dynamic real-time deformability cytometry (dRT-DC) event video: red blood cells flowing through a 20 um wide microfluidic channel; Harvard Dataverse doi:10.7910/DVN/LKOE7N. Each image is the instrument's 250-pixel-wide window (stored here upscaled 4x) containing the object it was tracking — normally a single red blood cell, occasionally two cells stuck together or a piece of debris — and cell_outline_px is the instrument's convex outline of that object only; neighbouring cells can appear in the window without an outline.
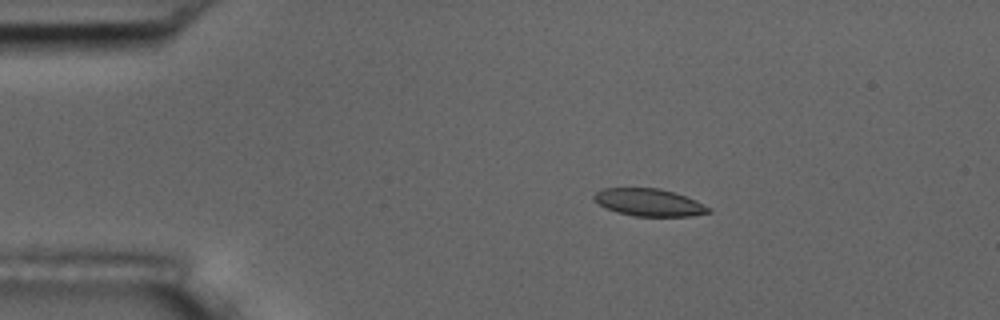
{"species": "common noctule bat (a hibernating species)", "species_latin": "Nyctalus noctula", "temperature_condition": "room temperature", "stored_images_in_passage": 6, "camera_frame_rate_fps": 3000, "um_per_image_px": 0.085, "animal": {"sex": "male", "body_mass_g": 17.5, "forearm_length_mm": 52.3}, "frame": {"image": 1, "passage_image": 3, "time_ms": 3.333, "image_size_px": [1000, 320], "cell_outline_px": [[712, 212], [692, 216], [636, 216], [616, 212], [600, 204], [592, 196], [600, 188], [660, 188], [696, 200], [712, 208]], "centroid_in_image_um": [55.2, 17.2], "position_along_channel_um": 29.8, "area_um2": 18.21}}
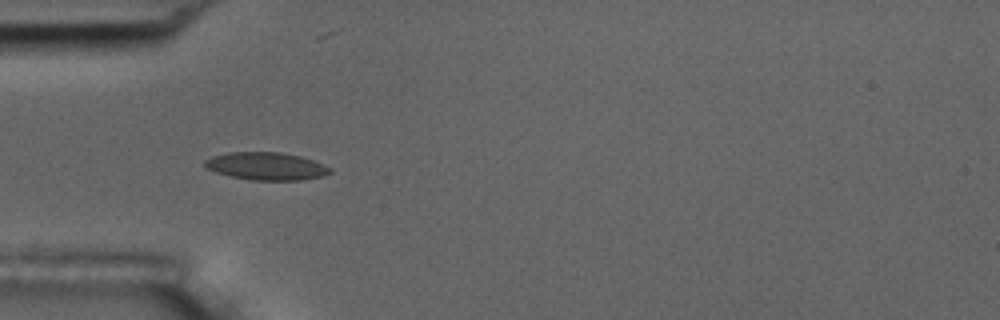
{"frame": {"image": 2, "passage_image": 5, "time_ms": 5.667, "image_size_px": [1000, 320], "cell_outline_px": [[332, 172], [324, 176], [300, 180], [252, 180], [232, 176], [216, 172], [204, 168], [204, 160], [212, 156], [228, 152], [280, 152], [300, 156], [312, 160], [332, 168]], "centroid_in_image_um": [22.62, 14.12], "position_along_channel_um": 62.4, "area_um2": 20.23}}